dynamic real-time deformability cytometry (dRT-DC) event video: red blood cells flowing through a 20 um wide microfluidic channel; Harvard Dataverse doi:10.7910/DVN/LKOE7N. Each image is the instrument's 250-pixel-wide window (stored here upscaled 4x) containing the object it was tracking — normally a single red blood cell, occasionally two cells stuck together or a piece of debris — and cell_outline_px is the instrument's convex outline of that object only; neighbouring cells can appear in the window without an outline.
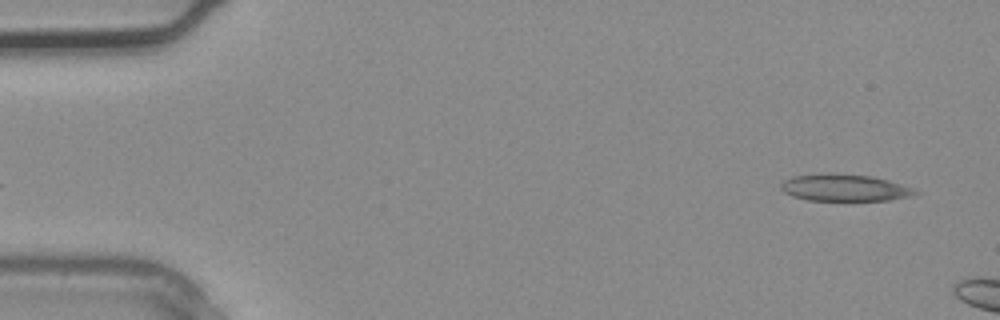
{"species": "common noctule bat (a hibernating species)", "species_latin": "Nyctalus noctula", "temperature_condition": "warm", "stored_images_in_passage": 2, "segment_of_instrument_passage": [2, 2], "camera_frame_rate_fps": 3000, "um_per_image_px": 0.085, "animal": {"sex": "male", "body_mass_g": 20.4}, "frame": {"image": 1, "passage_image": 2, "time_ms": 0.333, "image_size_px": [1000, 320], "cell_outline_px": [[920, 192], [912, 196], [888, 200], [808, 200], [792, 196], [784, 192], [780, 188], [780, 184], [784, 180], [792, 176], [872, 176], [888, 180], [912, 188]], "centroid_in_image_um": [71.82, 16.0], "position_along_channel_um": 13.2, "area_um2": 20.0}}